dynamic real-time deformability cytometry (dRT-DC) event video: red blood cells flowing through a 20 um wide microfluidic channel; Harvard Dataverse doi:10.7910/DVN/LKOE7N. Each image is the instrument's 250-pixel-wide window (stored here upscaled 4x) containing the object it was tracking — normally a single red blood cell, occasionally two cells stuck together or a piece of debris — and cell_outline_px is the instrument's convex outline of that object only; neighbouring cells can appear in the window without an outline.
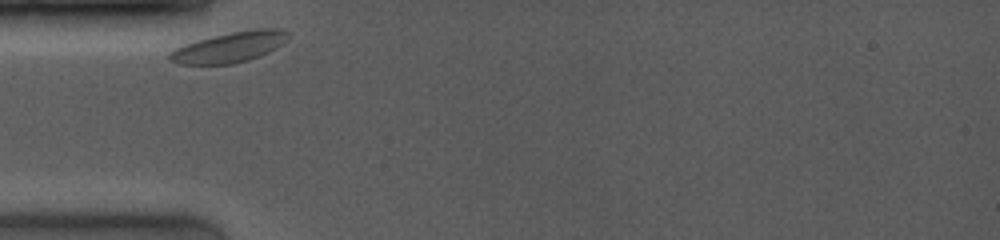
{"species": "common noctule bat (a hibernating species)", "species_latin": "Nyctalus noctula", "temperature_condition": "room temperature", "stored_images_in_passage": 22, "camera_frame_rate_fps": 4000, "um_per_image_px": 0.085, "animal": {"sex": "female", "body_mass_g": 19.0, "forearm_length_mm": 53.3}, "frame": {"image": 1, "passage_image": 1, "time_ms": 0.0, "image_size_px": [1000, 240], "cell_outline_px": [[288, 36], [280, 44], [268, 52], [260, 56], [248, 60], [232, 64], [180, 64], [172, 60], [168, 56], [168, 52], [184, 44], [196, 40], [212, 36], [232, 32], [256, 28], [280, 28], [288, 32]], "centroid_in_image_um": [19.49, 4.0], "position_along_channel_um": 65.5, "area_um2": 20.81}}
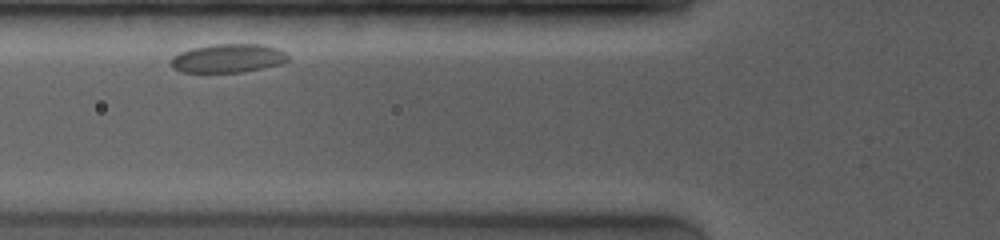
{"frame": {"image": 2, "passage_image": 4, "time_ms": 1.25, "image_size_px": [1000, 240], "cell_outline_px": [[288, 60], [280, 64], [240, 72], [180, 72], [172, 68], [168, 64], [168, 60], [172, 56], [180, 52], [192, 48], [208, 44], [264, 44], [276, 48], [284, 52], [288, 56]], "centroid_in_image_um": [19.29, 4.95], "position_along_channel_um": 106.5, "area_um2": 19.71}}